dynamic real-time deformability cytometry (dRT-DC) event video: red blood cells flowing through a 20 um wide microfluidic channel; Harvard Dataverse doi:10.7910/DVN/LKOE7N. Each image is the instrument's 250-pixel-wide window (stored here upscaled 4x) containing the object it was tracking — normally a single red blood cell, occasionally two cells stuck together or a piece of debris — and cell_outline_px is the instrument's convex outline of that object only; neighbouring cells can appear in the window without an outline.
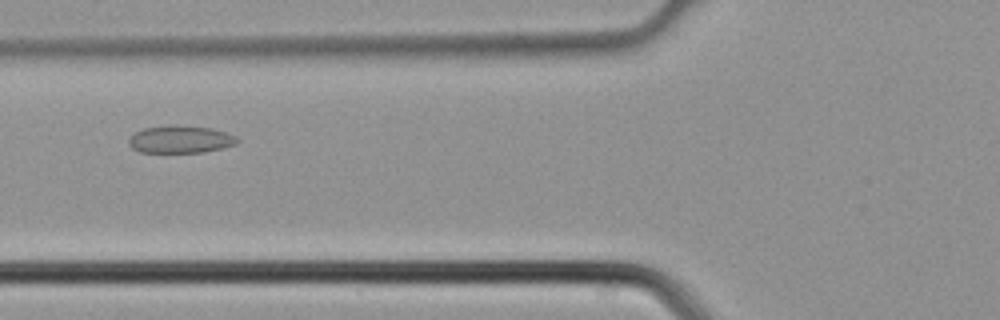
{"species": "common noctule bat (a hibernating species)", "species_latin": "Nyctalus noctula", "temperature_condition": "cold", "stored_images_in_passage": 2, "camera_frame_rate_fps": 3000, "um_per_image_px": 0.085, "animal": {"sex": "male", "body_mass_g": 21.5, "forearm_length_mm": 52.0}, "frame": {"image": 1, "passage_image": 2, "time_ms": 0.333, "image_size_px": [1000, 320], "cell_outline_px": [[240, 140], [236, 144], [224, 148], [204, 152], [140, 152], [132, 148], [128, 144], [128, 140], [136, 132], [144, 128], [172, 124], [176, 124], [212, 128], [236, 136]], "centroid_in_image_um": [15.35, 11.84], "position_along_channel_um": 110.4, "area_um2": 17.51}}